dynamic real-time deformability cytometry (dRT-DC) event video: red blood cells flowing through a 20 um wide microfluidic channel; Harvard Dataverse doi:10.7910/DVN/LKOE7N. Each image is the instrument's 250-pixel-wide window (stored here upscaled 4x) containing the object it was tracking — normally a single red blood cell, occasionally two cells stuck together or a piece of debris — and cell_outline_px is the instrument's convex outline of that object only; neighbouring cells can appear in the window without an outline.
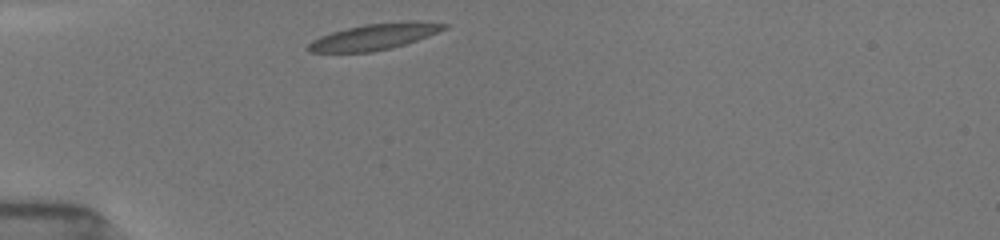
{"species": "common noctule bat (a hibernating species)", "species_latin": "Nyctalus noctula", "temperature_condition": "room temperature", "stored_images_in_passage": 3, "camera_frame_rate_fps": 3000, "um_per_image_px": 0.085, "animal": {"sex": "female", "body_mass_g": 19.5, "forearm_length_mm": 54.1}, "frame": {"image": 1, "passage_image": 1, "time_ms": 0.0, "image_size_px": [1000, 240], "cell_outline_px": [[452, 24], [448, 28], [428, 36], [392, 48], [372, 52], [312, 52], [308, 48], [308, 44], [312, 40], [320, 36], [332, 32], [364, 24], [404, 20], [412, 20]], "centroid_in_image_um": [31.9, 3.09], "position_along_channel_um": 53.1, "area_um2": 20.81}}
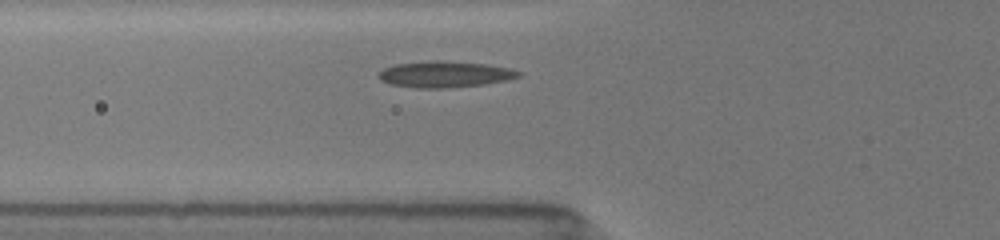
{"frame": {"image": 2, "passage_image": 3, "time_ms": 0.667, "image_size_px": [1000, 240], "cell_outline_px": [[524, 72], [520, 76], [508, 80], [484, 84], [448, 88], [416, 88], [388, 84], [380, 80], [376, 76], [384, 68], [396, 64], [432, 60], [440, 60], [484, 64], [508, 68]], "centroid_in_image_um": [37.79, 6.32], "position_along_channel_um": 88.0, "area_um2": 21.5}}